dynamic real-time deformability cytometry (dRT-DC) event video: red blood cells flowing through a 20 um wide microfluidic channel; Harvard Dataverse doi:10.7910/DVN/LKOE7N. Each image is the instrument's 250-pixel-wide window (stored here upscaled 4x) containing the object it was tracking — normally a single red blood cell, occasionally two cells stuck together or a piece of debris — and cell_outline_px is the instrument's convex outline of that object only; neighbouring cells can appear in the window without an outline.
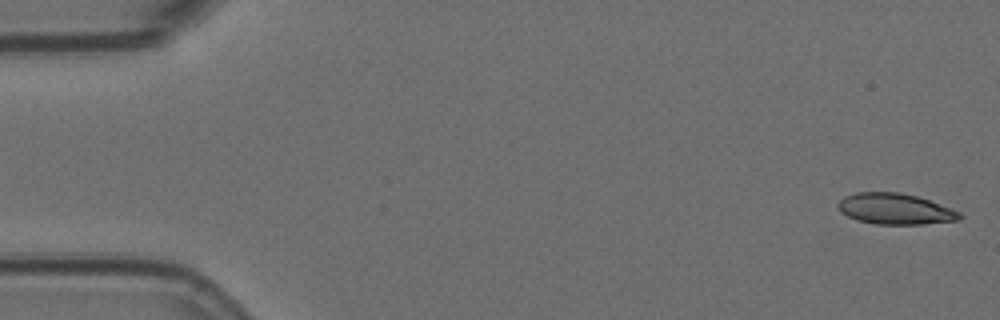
{"species": "Egyptian fruit bat (a non-hibernating species)", "species_latin": "Rousettus aegyptiacus", "temperature_condition": "room temperature", "stored_images_in_passage": 5, "camera_frame_rate_fps": 3000, "um_per_image_px": 0.085, "animal": {"sex": "female"}, "frame": {"image": 1, "passage_image": 1, "time_ms": 0.0, "image_size_px": [1000, 320], "cell_outline_px": [[964, 216], [960, 220], [920, 224], [876, 224], [856, 220], [840, 212], [836, 204], [844, 196], [856, 192], [900, 192], [916, 196], [928, 200], [960, 212]], "centroid_in_image_um": [76.05, 17.76], "position_along_channel_um": 8.9, "area_um2": 21.91}}
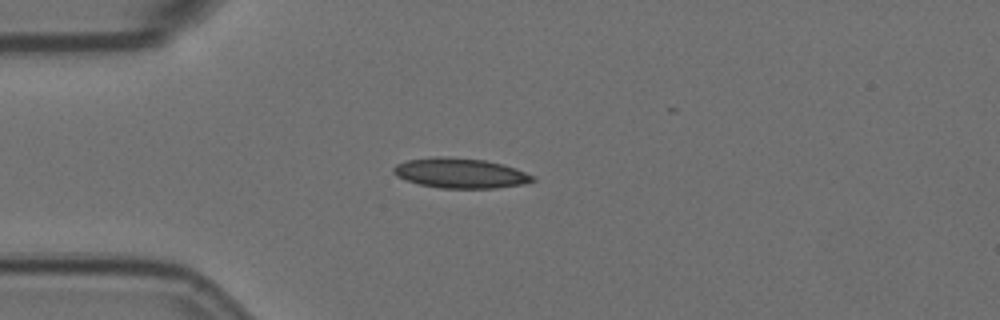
{"frame": {"image": 2, "passage_image": 5, "time_ms": 1.333, "image_size_px": [1000, 320], "cell_outline_px": [[536, 180], [524, 184], [496, 188], [440, 188], [420, 184], [396, 176], [392, 172], [392, 168], [396, 164], [408, 160], [436, 156], [448, 156], [484, 160], [504, 164], [516, 168], [536, 176]], "centroid_in_image_um": [39.16, 14.71], "position_along_channel_um": 45.8, "area_um2": 24.51}}